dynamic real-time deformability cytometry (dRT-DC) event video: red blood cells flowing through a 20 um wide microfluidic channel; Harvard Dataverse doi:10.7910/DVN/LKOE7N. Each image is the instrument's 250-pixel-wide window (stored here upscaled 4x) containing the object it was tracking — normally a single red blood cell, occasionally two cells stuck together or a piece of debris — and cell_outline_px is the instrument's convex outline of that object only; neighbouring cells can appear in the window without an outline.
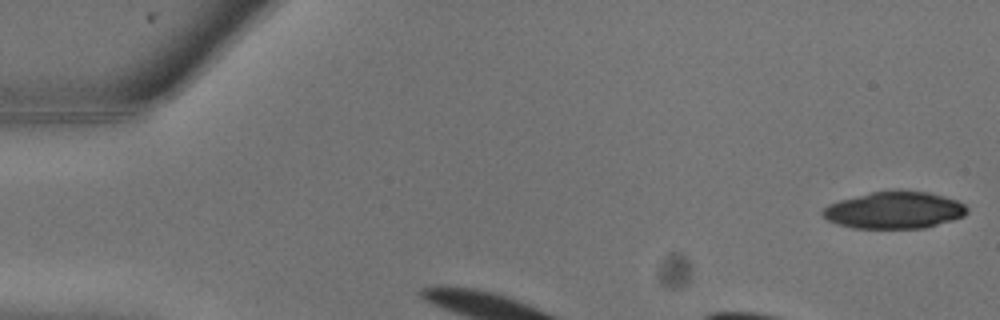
{"species": "common noctule bat (a hibernating species)", "species_latin": "Nyctalus noctula", "temperature_condition": "warm", "stored_images_in_passage": 5, "camera_frame_rate_fps": 3000, "um_per_image_px": 0.085, "animal": {"sex": "male", "body_mass_g": 13.3}, "frame": {"image": 1, "passage_image": 1, "time_ms": 0.0, "image_size_px": [1000, 320], "cell_outline_px": [[968, 212], [964, 216], [952, 220], [924, 228], [852, 228], [836, 224], [828, 220], [820, 212], [828, 204], [840, 200], [872, 192], [892, 188], [900, 188], [928, 192], [944, 196], [956, 200], [964, 204], [968, 208]], "centroid_in_image_um": [76.02, 17.84], "position_along_channel_um": 9.0, "area_um2": 31.62}}